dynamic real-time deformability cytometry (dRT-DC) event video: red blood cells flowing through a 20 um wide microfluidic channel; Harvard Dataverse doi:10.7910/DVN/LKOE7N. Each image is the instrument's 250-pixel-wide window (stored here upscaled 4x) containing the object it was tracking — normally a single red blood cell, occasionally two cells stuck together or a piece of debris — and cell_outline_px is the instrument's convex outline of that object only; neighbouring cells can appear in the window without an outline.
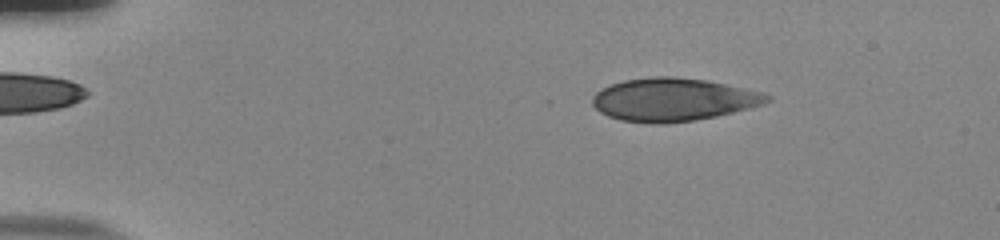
{"species": "human", "species_latin": "Homo sapiens", "temperature_condition": "room temperature", "stored_images_in_passage": 48, "camera_frame_rate_fps": 3000, "um_per_image_px": 0.085, "donor": {"sex": "male"}, "frame": {"image": 1, "passage_image": 3, "time_ms": 0.667, "image_size_px": [1000, 240], "cell_outline_px": [[772, 100], [764, 104], [716, 116], [696, 120], [664, 124], [656, 124], [620, 120], [608, 116], [600, 112], [592, 104], [592, 96], [596, 92], [612, 84], [624, 80], [652, 76], [676, 76], [708, 80], [764, 92], [772, 96]], "centroid_in_image_um": [57.25, 8.46], "position_along_channel_um": 27.8, "area_um2": 44.04}}
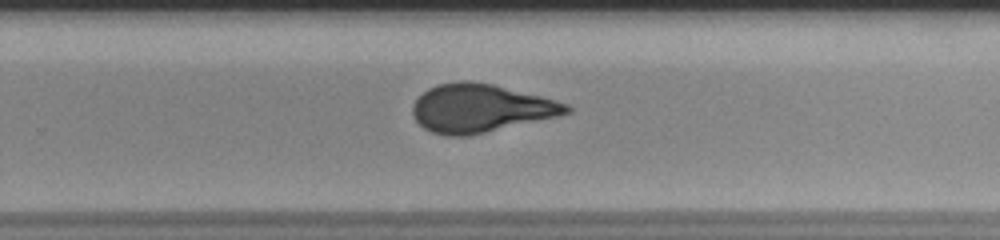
{"frame": {"image": 2, "passage_image": 30, "time_ms": 9.667, "image_size_px": [1000, 240], "cell_outline_px": [[572, 112], [556, 116], [468, 136], [448, 136], [432, 132], [424, 128], [416, 120], [412, 112], [412, 104], [428, 88], [436, 84], [460, 80], [468, 80], [492, 84], [540, 96], [568, 104], [572, 108]], "centroid_in_image_um": [40.81, 9.19], "position_along_channel_um": 289.0, "area_um2": 42.83}}
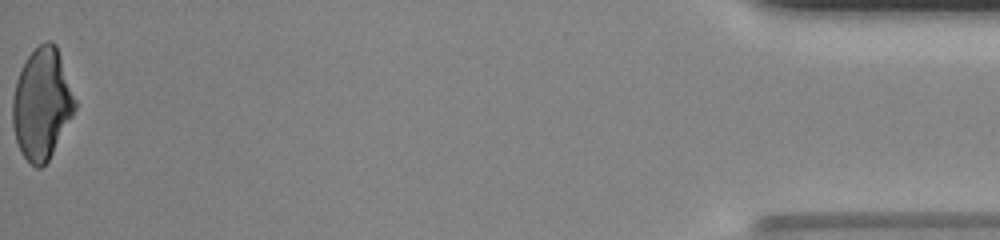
{"frame": {"image": 3, "passage_image": 48, "time_ms": 15.667, "image_size_px": [1000, 240], "cell_outline_px": [[76, 108], [72, 116], [48, 160], [40, 168], [36, 168], [20, 152], [16, 140], [12, 124], [12, 100], [16, 80], [28, 56], [40, 44], [48, 40], [52, 40], [56, 44], [76, 100]], "centroid_in_image_um": [3.55, 8.82], "position_along_channel_um": 431.6, "area_um2": 40.0}, "authors_computed_cell_mechanics": {"area_um2": 43.1477, "velocity_mm_per_s": 3.8413, "shape_relaxation_time_tau1_ms": 10.1198, "shape_relaxation_time_tau2_ms": null, "deformation_change_tau1": 0.2755, "deformation_change_tau2": null}}